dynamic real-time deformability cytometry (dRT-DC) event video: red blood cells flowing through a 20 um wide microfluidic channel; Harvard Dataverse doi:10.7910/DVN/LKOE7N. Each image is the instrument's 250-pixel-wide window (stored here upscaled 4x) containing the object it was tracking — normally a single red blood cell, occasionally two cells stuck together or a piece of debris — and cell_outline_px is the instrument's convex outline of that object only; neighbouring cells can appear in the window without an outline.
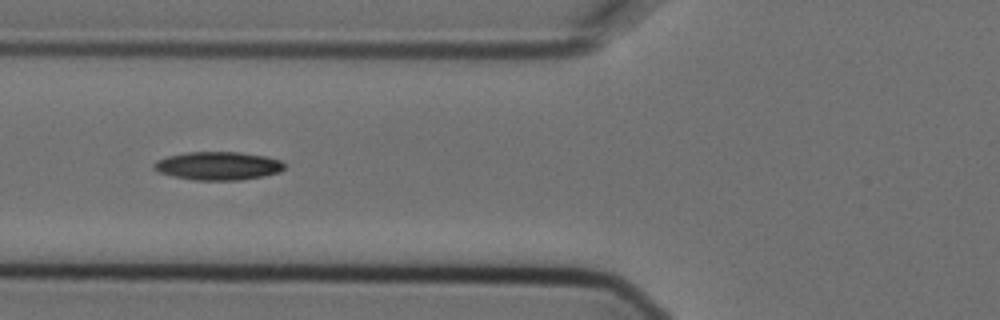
{"species": "Egyptian fruit bat (a non-hibernating species)", "species_latin": "Rousettus aegyptiacus", "temperature_condition": "cold", "stored_images_in_passage": 6, "camera_frame_rate_fps": 3000, "um_per_image_px": 0.085, "animal": {"sex": "female"}, "frame": {"image": 1, "passage_image": 2, "time_ms": 0.333, "image_size_px": [1000, 320], "cell_outline_px": [[284, 168], [280, 172], [264, 176], [240, 180], [192, 180], [172, 176], [160, 172], [152, 168], [152, 164], [156, 160], [168, 156], [184, 152], [240, 152], [264, 156], [280, 160], [284, 164]], "centroid_in_image_um": [18.5, 14.1], "position_along_channel_um": 107.3, "area_um2": 21.62}}
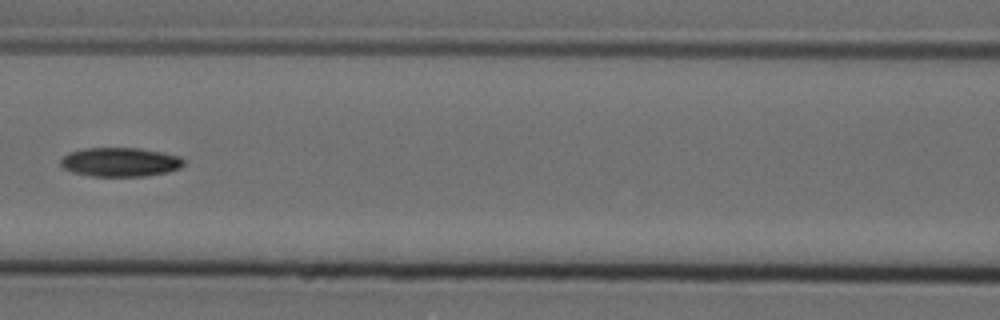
{"frame": {"image": 2, "passage_image": 3, "time_ms": 0.667, "image_size_px": [1000, 320], "cell_outline_px": [[184, 164], [180, 168], [168, 172], [144, 176], [92, 176], [72, 172], [64, 168], [60, 164], [60, 160], [68, 152], [84, 148], [140, 148], [164, 152], [180, 156], [184, 160]], "centroid_in_image_um": [10.23, 13.77], "position_along_channel_um": 156.4, "area_um2": 20.98}}
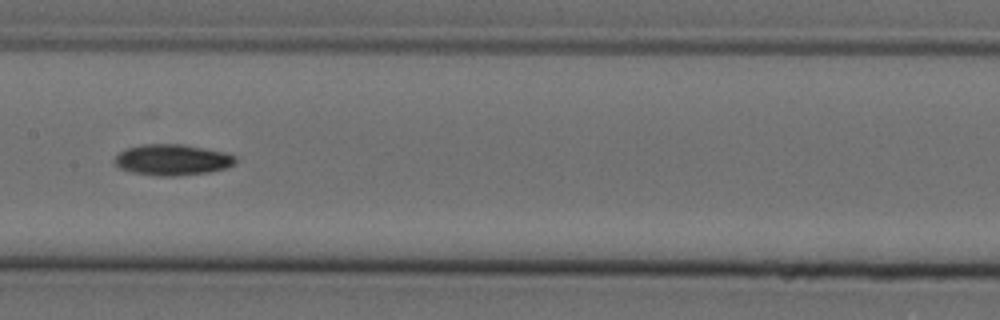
{"frame": {"image": 3, "passage_image": 4, "time_ms": 1.0, "image_size_px": [1000, 320], "cell_outline_px": [[236, 164], [228, 168], [208, 172], [176, 176], [156, 176], [132, 172], [120, 168], [112, 164], [112, 160], [124, 148], [144, 144], [184, 144], [224, 152], [236, 156]], "centroid_in_image_um": [14.63, 13.58], "position_along_channel_um": 192.8, "area_um2": 22.14}}